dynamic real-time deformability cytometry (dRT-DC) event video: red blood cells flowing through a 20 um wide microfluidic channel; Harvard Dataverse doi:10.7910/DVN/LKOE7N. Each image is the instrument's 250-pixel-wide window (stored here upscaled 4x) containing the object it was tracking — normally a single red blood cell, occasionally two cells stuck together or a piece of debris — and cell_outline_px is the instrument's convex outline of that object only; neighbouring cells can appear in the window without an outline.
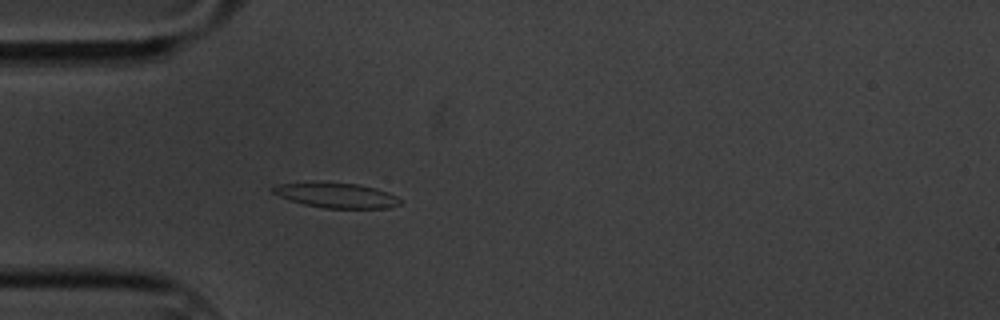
{"species": "common noctule bat (a hibernating species)", "species_latin": "Nyctalus noctula", "temperature_condition": "cold", "stored_images_in_passage": 52, "camera_frame_rate_fps": 3000, "um_per_image_px": 0.085, "animal": {"sex": "male", "body_mass_g": 20.1, "forearm_length_mm": 53.5}, "frame": {"image": 1, "passage_image": 10, "time_ms": 3.0, "image_size_px": [1000, 320], "cell_outline_px": [[400, 204], [388, 208], [324, 208], [304, 204], [280, 196], [272, 192], [268, 188], [276, 184], [360, 184], [376, 188], [388, 192], [396, 196], [400, 200]], "centroid_in_image_um": [28.63, 16.63], "position_along_channel_um": 56.4, "area_um2": 17.86}}
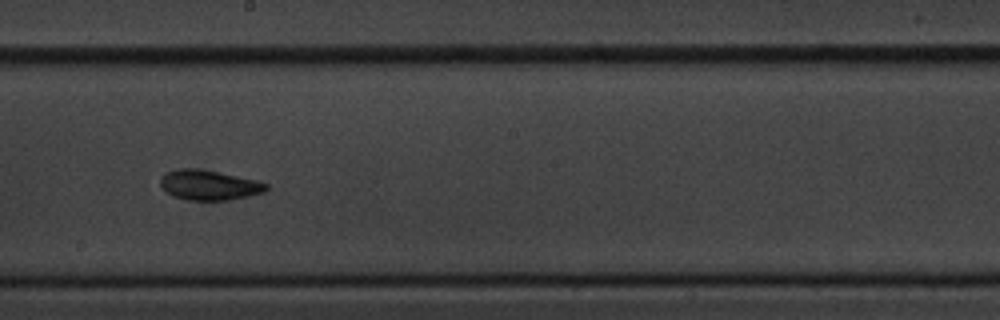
{"frame": {"image": 2, "passage_image": 26, "time_ms": 8.333, "image_size_px": [1000, 320], "cell_outline_px": [[268, 188], [264, 192], [248, 196], [228, 200], [188, 200], [172, 196], [160, 184], [160, 176], [164, 172], [180, 168], [196, 168], [256, 180], [268, 184]], "centroid_in_image_um": [17.74, 15.73], "position_along_channel_um": 230.5, "area_um2": 18.38}}
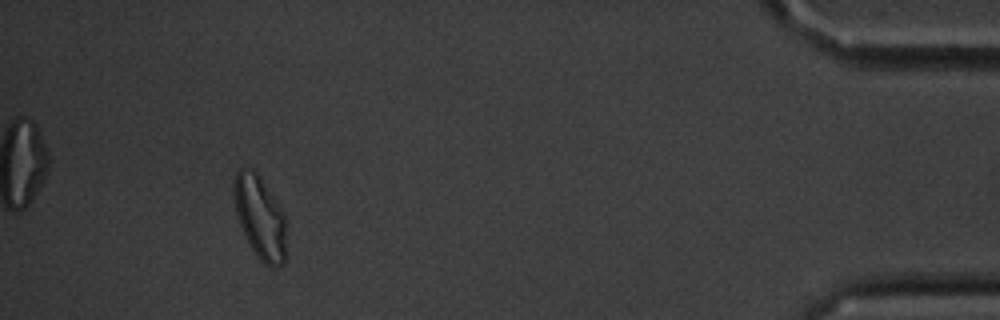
{"frame": {"image": 3, "passage_image": 48, "time_ms": 15.667, "image_size_px": [1000, 320], "cell_outline_px": [[284, 264], [276, 268], [268, 268], [256, 256], [244, 236], [236, 212], [232, 188], [232, 184], [236, 172], [240, 168], [252, 168], [256, 172], [276, 200], [284, 212]], "centroid_in_image_um": [22.06, 18.48], "position_along_channel_um": 413.1, "area_um2": 25.32}, "authors_computed_cell_mechanics": {"area_um2": 18.207, "velocity_mm_per_s": 3.3452, "shape_relaxation_time_tau1_ms": 5.6155, "shape_relaxation_time_tau2_ms": 6.3566, "deformation_change_tau1": 0.1606, "deformation_change_tau2": 0.1144}}